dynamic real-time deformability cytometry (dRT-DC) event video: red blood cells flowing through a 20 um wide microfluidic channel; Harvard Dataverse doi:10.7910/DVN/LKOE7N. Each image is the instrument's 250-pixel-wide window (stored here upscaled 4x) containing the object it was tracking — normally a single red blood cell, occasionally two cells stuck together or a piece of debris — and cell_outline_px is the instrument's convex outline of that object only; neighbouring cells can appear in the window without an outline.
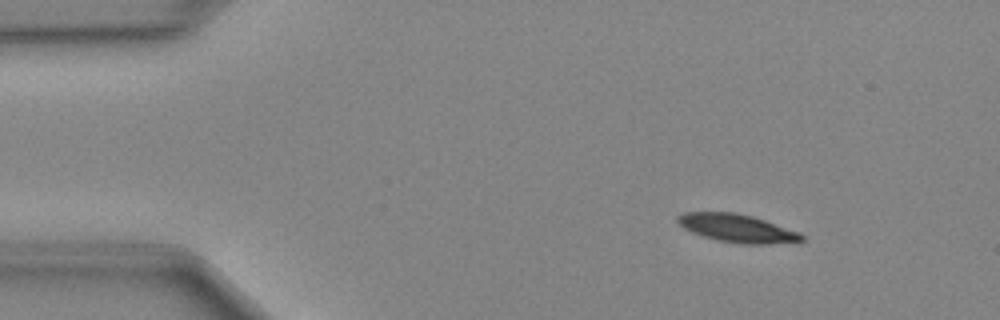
{"species": "Egyptian fruit bat (a non-hibernating species)", "species_latin": "Rousettus aegyptiacus", "temperature_condition": "cold", "stored_images_in_passage": 43, "camera_frame_rate_fps": 3000, "um_per_image_px": 0.085, "animal": {"sex": "female"}, "frame": {"image": 1, "passage_image": 1, "time_ms": 0.0, "image_size_px": [1000, 320], "cell_outline_px": [[804, 240], [768, 244], [744, 244], [716, 240], [692, 232], [684, 228], [676, 220], [676, 216], [684, 212], [732, 212], [752, 216], [800, 232], [804, 236]], "centroid_in_image_um": [62.64, 19.39], "position_along_channel_um": 22.4, "area_um2": 20.11}}
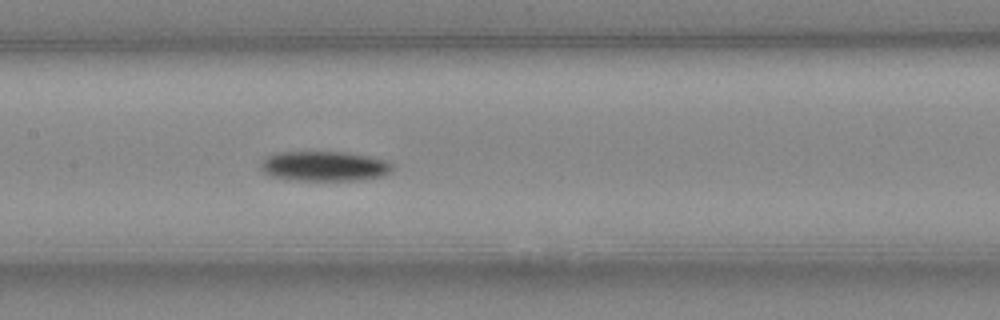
{"frame": {"image": 2, "passage_image": 18, "time_ms": 5.667, "image_size_px": [1000, 320], "cell_outline_px": [[392, 168], [384, 176], [360, 180], [300, 180], [272, 176], [264, 172], [260, 168], [260, 164], [268, 156], [276, 152], [348, 152], [388, 160], [392, 164]], "centroid_in_image_um": [27.6, 14.11], "position_along_channel_um": 179.8, "area_um2": 22.83}}
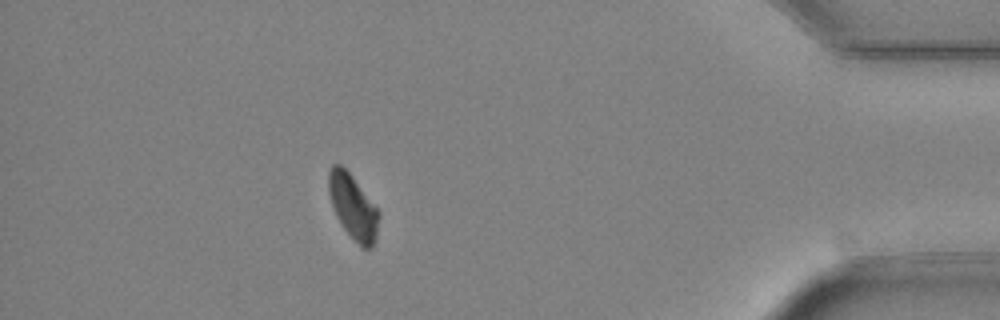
{"frame": {"image": 3, "passage_image": 38, "time_ms": 12.333, "image_size_px": [1000, 320], "cell_outline_px": [[380, 216], [376, 240], [372, 248], [360, 248], [344, 228], [336, 216], [328, 192], [328, 172], [332, 164], [340, 164], [352, 176], [380, 212]], "centroid_in_image_um": [30.02, 17.61], "position_along_channel_um": 405.2, "area_um2": 18.96}}